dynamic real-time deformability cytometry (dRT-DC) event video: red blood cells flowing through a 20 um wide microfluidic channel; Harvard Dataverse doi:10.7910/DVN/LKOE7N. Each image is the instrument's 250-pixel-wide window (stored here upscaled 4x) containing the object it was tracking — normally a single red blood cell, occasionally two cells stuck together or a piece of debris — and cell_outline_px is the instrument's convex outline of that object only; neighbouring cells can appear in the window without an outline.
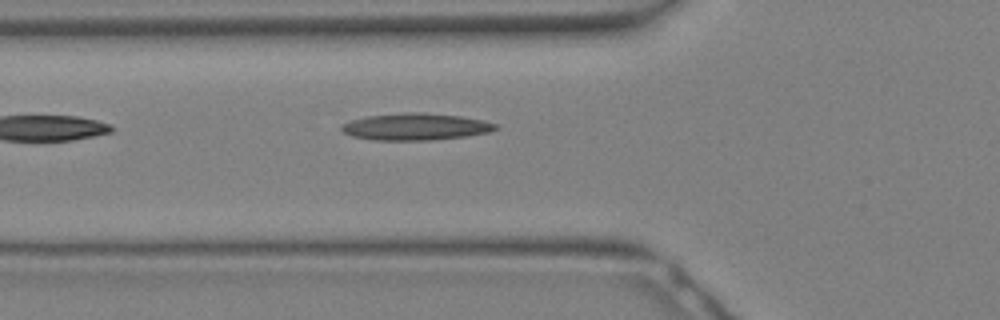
{"species": "Egyptian fruit bat (a non-hibernating species)", "species_latin": "Rousettus aegyptiacus", "temperature_condition": "warm", "stored_images_in_passage": 11, "camera_frame_rate_fps": 3000, "um_per_image_px": 0.085, "animal": {"sex": "female"}, "frame": {"image": 1, "passage_image": 11, "time_ms": 3.333, "image_size_px": [1000, 320], "cell_outline_px": [[500, 128], [488, 132], [468, 136], [432, 140], [372, 140], [352, 136], [344, 132], [340, 128], [340, 124], [352, 120], [368, 116], [408, 112], [420, 112], [460, 116], [484, 120], [496, 124]], "centroid_in_image_um": [35.34, 10.77], "position_along_channel_um": 90.5, "area_um2": 24.16}}